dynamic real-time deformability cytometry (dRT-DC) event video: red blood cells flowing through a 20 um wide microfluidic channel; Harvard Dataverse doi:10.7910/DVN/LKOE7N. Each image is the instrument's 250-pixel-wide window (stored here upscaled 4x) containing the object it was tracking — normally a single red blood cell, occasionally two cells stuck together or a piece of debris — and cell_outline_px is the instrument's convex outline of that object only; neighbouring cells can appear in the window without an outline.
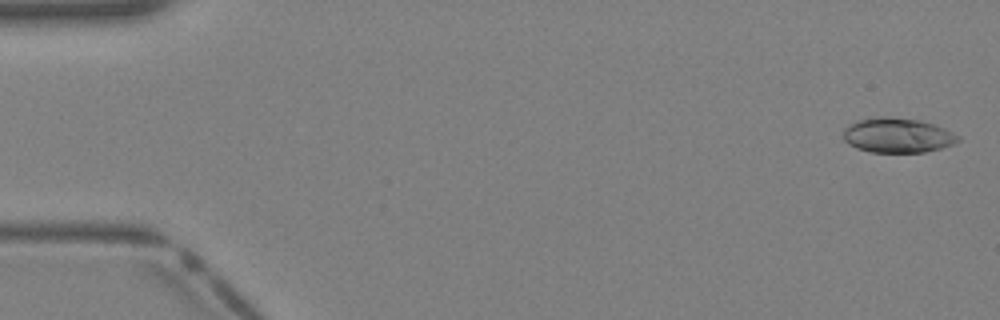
{"species": "Egyptian fruit bat (a non-hibernating species)", "species_latin": "Rousettus aegyptiacus", "temperature_condition": "warm", "stored_images_in_passage": 8, "camera_frame_rate_fps": 3000, "um_per_image_px": 0.085, "animal": {"sex": "female"}, "frame": {"image": 1, "passage_image": 1, "time_ms": 0.0, "image_size_px": [1000, 320], "cell_outline_px": [[960, 140], [952, 144], [940, 148], [924, 152], [868, 152], [856, 148], [848, 144], [844, 140], [844, 128], [848, 124], [860, 120], [884, 116], [920, 120], [944, 128], [960, 136]], "centroid_in_image_um": [76.27, 11.51], "position_along_channel_um": 8.7, "area_um2": 23.12}}